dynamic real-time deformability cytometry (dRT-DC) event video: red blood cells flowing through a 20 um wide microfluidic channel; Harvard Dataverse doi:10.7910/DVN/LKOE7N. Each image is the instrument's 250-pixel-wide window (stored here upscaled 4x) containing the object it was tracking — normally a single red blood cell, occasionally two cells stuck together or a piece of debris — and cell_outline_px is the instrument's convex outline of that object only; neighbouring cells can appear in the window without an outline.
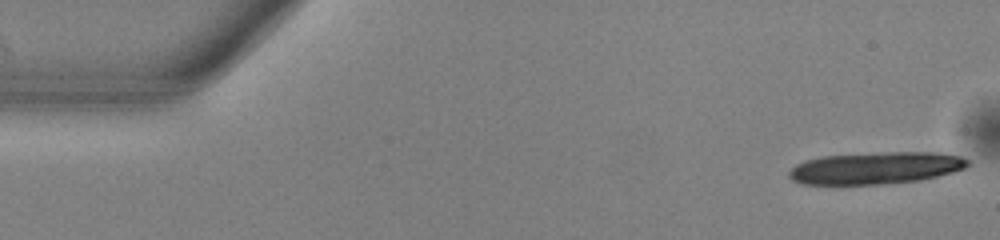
{"species": "common noctule bat (a hibernating species)", "species_latin": "Nyctalus noctula", "temperature_condition": "warm", "stored_images_in_passage": 15, "camera_frame_rate_fps": 3000, "um_per_image_px": 0.085, "animal": {"sex": "male", "body_mass_g": 13.0, "forearm_length_mm": 53.1}, "frame": {"image": 1, "passage_image": 1, "time_ms": 0.0, "image_size_px": [1000, 240], "cell_outline_px": [[968, 164], [964, 168], [952, 172], [920, 180], [880, 184], [800, 184], [792, 180], [788, 176], [788, 172], [796, 164], [804, 160], [824, 156], [888, 152], [936, 152], [960, 156], [968, 160]], "centroid_in_image_um": [74.4, 14.28], "position_along_channel_um": 10.6, "area_um2": 33.18}}